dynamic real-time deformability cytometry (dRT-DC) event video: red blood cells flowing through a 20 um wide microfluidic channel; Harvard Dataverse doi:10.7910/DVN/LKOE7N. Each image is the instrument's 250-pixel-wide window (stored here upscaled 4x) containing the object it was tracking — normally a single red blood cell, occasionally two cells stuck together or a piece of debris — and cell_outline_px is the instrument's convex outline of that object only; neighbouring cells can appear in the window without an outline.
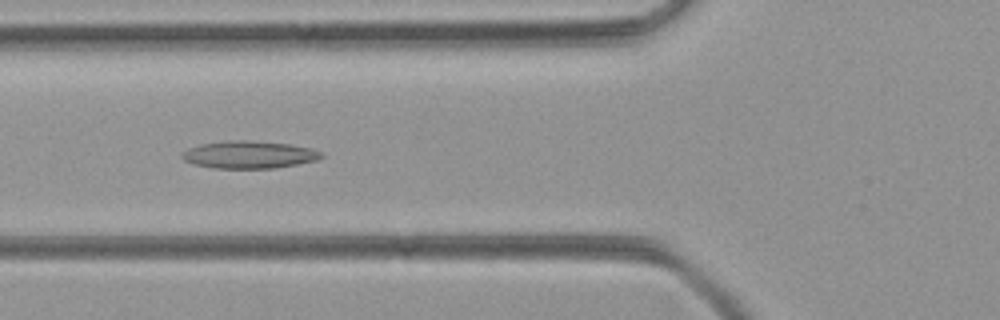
{"species": "common noctule bat (a hibernating species)", "species_latin": "Nyctalus noctula", "temperature_condition": "room temperature", "stored_images_in_passage": 40, "camera_frame_rate_fps": 3000, "um_per_image_px": 0.085, "animal": {"sex": "female", "body_mass_g": 21.9}, "frame": {"image": 1, "passage_image": 8, "time_ms": 2.333, "image_size_px": [1000, 320], "cell_outline_px": [[324, 156], [316, 160], [276, 168], [212, 168], [196, 164], [184, 160], [180, 156], [188, 148], [200, 144], [228, 140], [248, 140], [288, 144], [312, 148], [320, 152]], "centroid_in_image_um": [21.16, 13.14], "position_along_channel_um": 104.6, "area_um2": 22.14}}
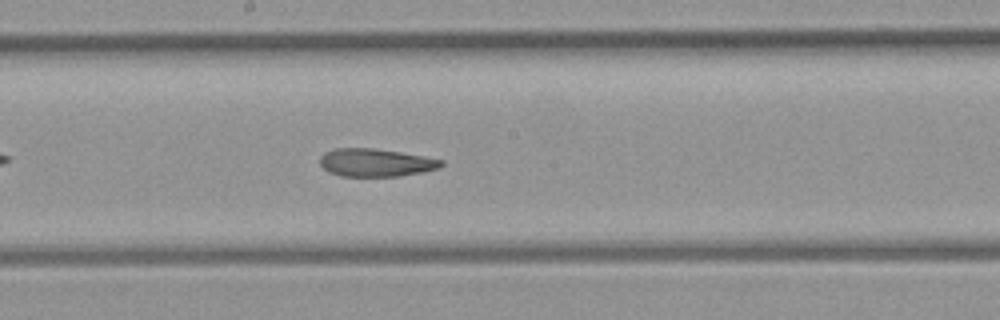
{"frame": {"image": 2, "passage_image": 16, "time_ms": 5.0, "image_size_px": [1000, 320], "cell_outline_px": [[444, 164], [440, 168], [424, 172], [400, 176], [340, 176], [328, 172], [320, 164], [320, 156], [324, 152], [336, 148], [372, 148], [400, 152], [424, 156], [444, 160]], "centroid_in_image_um": [31.95, 13.82], "position_along_channel_um": 216.2, "area_um2": 19.88}}
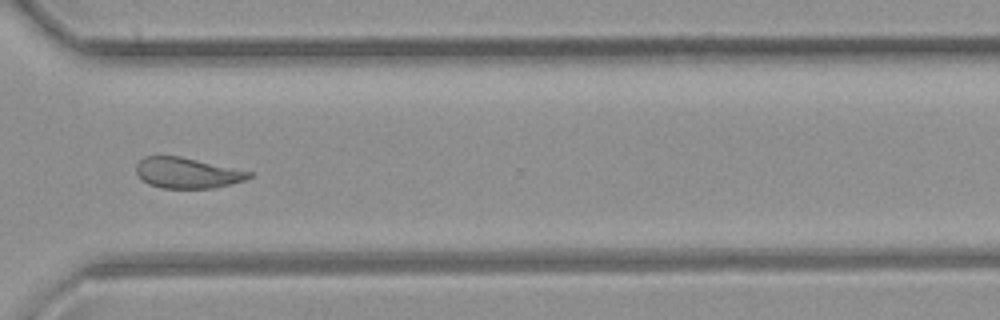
{"frame": {"image": 3, "passage_image": 26, "time_ms": 8.333, "image_size_px": [1000, 320], "cell_outline_px": [[252, 176], [244, 180], [212, 188], [160, 188], [148, 184], [136, 172], [136, 164], [144, 156], [180, 156], [252, 172]], "centroid_in_image_um": [15.88, 14.69], "position_along_channel_um": 354.7, "area_um2": 19.88}}